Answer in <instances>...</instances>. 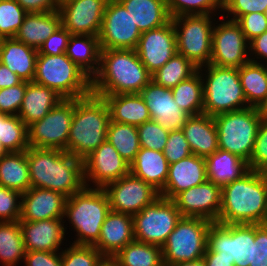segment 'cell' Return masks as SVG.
Returning a JSON list of instances; mask_svg holds the SVG:
<instances>
[{"label":"cell","instance_id":"c3c4849f","mask_svg":"<svg viewBox=\"0 0 267 266\" xmlns=\"http://www.w3.org/2000/svg\"><path fill=\"white\" fill-rule=\"evenodd\" d=\"M248 166L250 170L267 173V113L259 126Z\"/></svg>","mask_w":267,"mask_h":266},{"label":"cell","instance_id":"681fc988","mask_svg":"<svg viewBox=\"0 0 267 266\" xmlns=\"http://www.w3.org/2000/svg\"><path fill=\"white\" fill-rule=\"evenodd\" d=\"M163 154L169 164L178 162L192 154L189 143L181 129L169 132Z\"/></svg>","mask_w":267,"mask_h":266},{"label":"cell","instance_id":"e0dca14e","mask_svg":"<svg viewBox=\"0 0 267 266\" xmlns=\"http://www.w3.org/2000/svg\"><path fill=\"white\" fill-rule=\"evenodd\" d=\"M84 181L86 187L104 188L130 173V164L107 140L83 159ZM89 184H88V183Z\"/></svg>","mask_w":267,"mask_h":266},{"label":"cell","instance_id":"3957f363","mask_svg":"<svg viewBox=\"0 0 267 266\" xmlns=\"http://www.w3.org/2000/svg\"><path fill=\"white\" fill-rule=\"evenodd\" d=\"M151 74L134 49L101 50L98 72L91 79L94 95L140 93Z\"/></svg>","mask_w":267,"mask_h":266},{"label":"cell","instance_id":"ab89813d","mask_svg":"<svg viewBox=\"0 0 267 266\" xmlns=\"http://www.w3.org/2000/svg\"><path fill=\"white\" fill-rule=\"evenodd\" d=\"M106 140L129 164L135 160L140 150L139 136L135 125L110 121Z\"/></svg>","mask_w":267,"mask_h":266},{"label":"cell","instance_id":"4fadbf2b","mask_svg":"<svg viewBox=\"0 0 267 266\" xmlns=\"http://www.w3.org/2000/svg\"><path fill=\"white\" fill-rule=\"evenodd\" d=\"M75 99H63L42 119L28 126L29 147L67 152Z\"/></svg>","mask_w":267,"mask_h":266},{"label":"cell","instance_id":"6f0895ef","mask_svg":"<svg viewBox=\"0 0 267 266\" xmlns=\"http://www.w3.org/2000/svg\"><path fill=\"white\" fill-rule=\"evenodd\" d=\"M27 13H41L59 10L58 0H16Z\"/></svg>","mask_w":267,"mask_h":266},{"label":"cell","instance_id":"cb8c5ba5","mask_svg":"<svg viewBox=\"0 0 267 266\" xmlns=\"http://www.w3.org/2000/svg\"><path fill=\"white\" fill-rule=\"evenodd\" d=\"M208 180L205 158L191 154L189 157L169 164L168 177L159 192L166 199H173L178 193Z\"/></svg>","mask_w":267,"mask_h":266},{"label":"cell","instance_id":"83f0119b","mask_svg":"<svg viewBox=\"0 0 267 266\" xmlns=\"http://www.w3.org/2000/svg\"><path fill=\"white\" fill-rule=\"evenodd\" d=\"M63 99L55 90L47 86L33 81L26 82V91L18 116L29 126L33 122L42 119Z\"/></svg>","mask_w":267,"mask_h":266},{"label":"cell","instance_id":"f1b7e54d","mask_svg":"<svg viewBox=\"0 0 267 266\" xmlns=\"http://www.w3.org/2000/svg\"><path fill=\"white\" fill-rule=\"evenodd\" d=\"M60 26L61 16L58 10L27 13L14 38L38 50Z\"/></svg>","mask_w":267,"mask_h":266},{"label":"cell","instance_id":"4316f807","mask_svg":"<svg viewBox=\"0 0 267 266\" xmlns=\"http://www.w3.org/2000/svg\"><path fill=\"white\" fill-rule=\"evenodd\" d=\"M38 50L14 37L0 39V62L23 81L32 82L35 76Z\"/></svg>","mask_w":267,"mask_h":266},{"label":"cell","instance_id":"f5cc1de1","mask_svg":"<svg viewBox=\"0 0 267 266\" xmlns=\"http://www.w3.org/2000/svg\"><path fill=\"white\" fill-rule=\"evenodd\" d=\"M235 22L240 26L248 42L267 30L266 13L254 12L242 15Z\"/></svg>","mask_w":267,"mask_h":266},{"label":"cell","instance_id":"ac0fdd59","mask_svg":"<svg viewBox=\"0 0 267 266\" xmlns=\"http://www.w3.org/2000/svg\"><path fill=\"white\" fill-rule=\"evenodd\" d=\"M108 0H67L59 6L61 25L71 34L99 36Z\"/></svg>","mask_w":267,"mask_h":266},{"label":"cell","instance_id":"003e7915","mask_svg":"<svg viewBox=\"0 0 267 266\" xmlns=\"http://www.w3.org/2000/svg\"><path fill=\"white\" fill-rule=\"evenodd\" d=\"M58 1L61 4V3H64L65 1H67V0H58Z\"/></svg>","mask_w":267,"mask_h":266},{"label":"cell","instance_id":"db71d44e","mask_svg":"<svg viewBox=\"0 0 267 266\" xmlns=\"http://www.w3.org/2000/svg\"><path fill=\"white\" fill-rule=\"evenodd\" d=\"M71 35L72 34L61 25L44 41V43L38 49V54L61 55L66 53L67 45Z\"/></svg>","mask_w":267,"mask_h":266},{"label":"cell","instance_id":"7a4b0ae2","mask_svg":"<svg viewBox=\"0 0 267 266\" xmlns=\"http://www.w3.org/2000/svg\"><path fill=\"white\" fill-rule=\"evenodd\" d=\"M267 215V173L249 170L221 188L219 224H263Z\"/></svg>","mask_w":267,"mask_h":266},{"label":"cell","instance_id":"816d5d0a","mask_svg":"<svg viewBox=\"0 0 267 266\" xmlns=\"http://www.w3.org/2000/svg\"><path fill=\"white\" fill-rule=\"evenodd\" d=\"M224 12L229 18V20L236 21L240 16L246 15L249 13L267 12V0H224ZM229 15V16H228Z\"/></svg>","mask_w":267,"mask_h":266},{"label":"cell","instance_id":"94428289","mask_svg":"<svg viewBox=\"0 0 267 266\" xmlns=\"http://www.w3.org/2000/svg\"><path fill=\"white\" fill-rule=\"evenodd\" d=\"M202 259L206 266H235L234 262H230L226 257H216V252H212L208 248Z\"/></svg>","mask_w":267,"mask_h":266},{"label":"cell","instance_id":"52a82bcc","mask_svg":"<svg viewBox=\"0 0 267 266\" xmlns=\"http://www.w3.org/2000/svg\"><path fill=\"white\" fill-rule=\"evenodd\" d=\"M266 113L259 108L247 107L213 116L219 149L249 162L259 126Z\"/></svg>","mask_w":267,"mask_h":266},{"label":"cell","instance_id":"6da1fadb","mask_svg":"<svg viewBox=\"0 0 267 266\" xmlns=\"http://www.w3.org/2000/svg\"><path fill=\"white\" fill-rule=\"evenodd\" d=\"M31 187L49 189L69 198L85 187L83 160L59 149H27Z\"/></svg>","mask_w":267,"mask_h":266},{"label":"cell","instance_id":"be15d7a7","mask_svg":"<svg viewBox=\"0 0 267 266\" xmlns=\"http://www.w3.org/2000/svg\"><path fill=\"white\" fill-rule=\"evenodd\" d=\"M172 266H206V264L203 259H200L194 262H179Z\"/></svg>","mask_w":267,"mask_h":266},{"label":"cell","instance_id":"f907efd6","mask_svg":"<svg viewBox=\"0 0 267 266\" xmlns=\"http://www.w3.org/2000/svg\"><path fill=\"white\" fill-rule=\"evenodd\" d=\"M26 91V81L0 89V113L18 115Z\"/></svg>","mask_w":267,"mask_h":266},{"label":"cell","instance_id":"7402d4cb","mask_svg":"<svg viewBox=\"0 0 267 266\" xmlns=\"http://www.w3.org/2000/svg\"><path fill=\"white\" fill-rule=\"evenodd\" d=\"M67 197L49 189L31 187L22 193L19 221L35 222L64 218Z\"/></svg>","mask_w":267,"mask_h":266},{"label":"cell","instance_id":"f35d334b","mask_svg":"<svg viewBox=\"0 0 267 266\" xmlns=\"http://www.w3.org/2000/svg\"><path fill=\"white\" fill-rule=\"evenodd\" d=\"M175 103L189 116L203 113V80L199 71L171 88Z\"/></svg>","mask_w":267,"mask_h":266},{"label":"cell","instance_id":"ee69618b","mask_svg":"<svg viewBox=\"0 0 267 266\" xmlns=\"http://www.w3.org/2000/svg\"><path fill=\"white\" fill-rule=\"evenodd\" d=\"M26 14L16 0H0V39L14 37Z\"/></svg>","mask_w":267,"mask_h":266},{"label":"cell","instance_id":"4dcf8cb0","mask_svg":"<svg viewBox=\"0 0 267 266\" xmlns=\"http://www.w3.org/2000/svg\"><path fill=\"white\" fill-rule=\"evenodd\" d=\"M205 162L208 180L221 188L250 170L247 161L221 149L206 157Z\"/></svg>","mask_w":267,"mask_h":266},{"label":"cell","instance_id":"9a60e30c","mask_svg":"<svg viewBox=\"0 0 267 266\" xmlns=\"http://www.w3.org/2000/svg\"><path fill=\"white\" fill-rule=\"evenodd\" d=\"M215 26L214 24L209 64L218 67L240 68L249 62V42L240 26L229 19Z\"/></svg>","mask_w":267,"mask_h":266},{"label":"cell","instance_id":"f546056e","mask_svg":"<svg viewBox=\"0 0 267 266\" xmlns=\"http://www.w3.org/2000/svg\"><path fill=\"white\" fill-rule=\"evenodd\" d=\"M97 96L107 102L112 122L138 126L151 120L146 103L139 93Z\"/></svg>","mask_w":267,"mask_h":266},{"label":"cell","instance_id":"7dc6e473","mask_svg":"<svg viewBox=\"0 0 267 266\" xmlns=\"http://www.w3.org/2000/svg\"><path fill=\"white\" fill-rule=\"evenodd\" d=\"M21 200V192L0 185V222L20 220Z\"/></svg>","mask_w":267,"mask_h":266},{"label":"cell","instance_id":"e575fe53","mask_svg":"<svg viewBox=\"0 0 267 266\" xmlns=\"http://www.w3.org/2000/svg\"><path fill=\"white\" fill-rule=\"evenodd\" d=\"M65 54L92 79L100 65L99 37L72 34Z\"/></svg>","mask_w":267,"mask_h":266},{"label":"cell","instance_id":"bcb514c9","mask_svg":"<svg viewBox=\"0 0 267 266\" xmlns=\"http://www.w3.org/2000/svg\"><path fill=\"white\" fill-rule=\"evenodd\" d=\"M140 147L163 152L169 131L154 120L137 126Z\"/></svg>","mask_w":267,"mask_h":266},{"label":"cell","instance_id":"11a10c76","mask_svg":"<svg viewBox=\"0 0 267 266\" xmlns=\"http://www.w3.org/2000/svg\"><path fill=\"white\" fill-rule=\"evenodd\" d=\"M249 266H267V226L265 224H255V241L252 243Z\"/></svg>","mask_w":267,"mask_h":266},{"label":"cell","instance_id":"74e56055","mask_svg":"<svg viewBox=\"0 0 267 266\" xmlns=\"http://www.w3.org/2000/svg\"><path fill=\"white\" fill-rule=\"evenodd\" d=\"M25 253L20 222H0V262L2 266H16L20 260H24Z\"/></svg>","mask_w":267,"mask_h":266},{"label":"cell","instance_id":"d6986e66","mask_svg":"<svg viewBox=\"0 0 267 266\" xmlns=\"http://www.w3.org/2000/svg\"><path fill=\"white\" fill-rule=\"evenodd\" d=\"M172 200L182 217L217 222L221 208V187L207 180L178 193Z\"/></svg>","mask_w":267,"mask_h":266},{"label":"cell","instance_id":"680465c9","mask_svg":"<svg viewBox=\"0 0 267 266\" xmlns=\"http://www.w3.org/2000/svg\"><path fill=\"white\" fill-rule=\"evenodd\" d=\"M249 51L251 52L249 55L251 56L252 54L250 61L258 62L255 58H263L262 60L265 59V64H267V30L249 42ZM254 54L255 56L252 58Z\"/></svg>","mask_w":267,"mask_h":266},{"label":"cell","instance_id":"5b68a950","mask_svg":"<svg viewBox=\"0 0 267 266\" xmlns=\"http://www.w3.org/2000/svg\"><path fill=\"white\" fill-rule=\"evenodd\" d=\"M110 211L109 199L103 188L84 187L67 198L64 218L76 231L75 245H94Z\"/></svg>","mask_w":267,"mask_h":266},{"label":"cell","instance_id":"03108f58","mask_svg":"<svg viewBox=\"0 0 267 266\" xmlns=\"http://www.w3.org/2000/svg\"><path fill=\"white\" fill-rule=\"evenodd\" d=\"M263 224H265L267 226V215H266V218H265Z\"/></svg>","mask_w":267,"mask_h":266},{"label":"cell","instance_id":"2e32d148","mask_svg":"<svg viewBox=\"0 0 267 266\" xmlns=\"http://www.w3.org/2000/svg\"><path fill=\"white\" fill-rule=\"evenodd\" d=\"M103 190L108 196L110 210L131 216L160 196L159 191L151 184L131 173L107 184Z\"/></svg>","mask_w":267,"mask_h":266},{"label":"cell","instance_id":"836d02e7","mask_svg":"<svg viewBox=\"0 0 267 266\" xmlns=\"http://www.w3.org/2000/svg\"><path fill=\"white\" fill-rule=\"evenodd\" d=\"M260 62L249 61L238 73L248 106L267 111V64Z\"/></svg>","mask_w":267,"mask_h":266},{"label":"cell","instance_id":"5bb4252c","mask_svg":"<svg viewBox=\"0 0 267 266\" xmlns=\"http://www.w3.org/2000/svg\"><path fill=\"white\" fill-rule=\"evenodd\" d=\"M141 32L130 13L118 0H108L99 42L101 50L136 49Z\"/></svg>","mask_w":267,"mask_h":266},{"label":"cell","instance_id":"d4e9b609","mask_svg":"<svg viewBox=\"0 0 267 266\" xmlns=\"http://www.w3.org/2000/svg\"><path fill=\"white\" fill-rule=\"evenodd\" d=\"M134 240L133 217L110 210L93 245L103 256L114 257Z\"/></svg>","mask_w":267,"mask_h":266},{"label":"cell","instance_id":"f6af8a7d","mask_svg":"<svg viewBox=\"0 0 267 266\" xmlns=\"http://www.w3.org/2000/svg\"><path fill=\"white\" fill-rule=\"evenodd\" d=\"M104 256L93 245H70L61 251L62 266H97Z\"/></svg>","mask_w":267,"mask_h":266},{"label":"cell","instance_id":"ba28073f","mask_svg":"<svg viewBox=\"0 0 267 266\" xmlns=\"http://www.w3.org/2000/svg\"><path fill=\"white\" fill-rule=\"evenodd\" d=\"M33 82L55 90L64 99H78L92 93L91 78L65 53L38 54Z\"/></svg>","mask_w":267,"mask_h":266},{"label":"cell","instance_id":"7c38bea8","mask_svg":"<svg viewBox=\"0 0 267 266\" xmlns=\"http://www.w3.org/2000/svg\"><path fill=\"white\" fill-rule=\"evenodd\" d=\"M255 224H219L213 222L207 233V248L216 257H226L235 266L251 264Z\"/></svg>","mask_w":267,"mask_h":266},{"label":"cell","instance_id":"6125c7cd","mask_svg":"<svg viewBox=\"0 0 267 266\" xmlns=\"http://www.w3.org/2000/svg\"><path fill=\"white\" fill-rule=\"evenodd\" d=\"M97 266H120L114 257L104 256Z\"/></svg>","mask_w":267,"mask_h":266},{"label":"cell","instance_id":"7bdbcfd3","mask_svg":"<svg viewBox=\"0 0 267 266\" xmlns=\"http://www.w3.org/2000/svg\"><path fill=\"white\" fill-rule=\"evenodd\" d=\"M171 18L183 15H212L224 10V0H166ZM214 11V12H213Z\"/></svg>","mask_w":267,"mask_h":266},{"label":"cell","instance_id":"9c48e42d","mask_svg":"<svg viewBox=\"0 0 267 266\" xmlns=\"http://www.w3.org/2000/svg\"><path fill=\"white\" fill-rule=\"evenodd\" d=\"M213 222L192 217H181L162 246L165 266L179 262H194L203 258L207 248V233Z\"/></svg>","mask_w":267,"mask_h":266},{"label":"cell","instance_id":"30bf717a","mask_svg":"<svg viewBox=\"0 0 267 266\" xmlns=\"http://www.w3.org/2000/svg\"><path fill=\"white\" fill-rule=\"evenodd\" d=\"M171 19L176 31L177 53L198 68L208 65L212 54L213 27L217 24L212 16L183 15Z\"/></svg>","mask_w":267,"mask_h":266},{"label":"cell","instance_id":"b9f144b4","mask_svg":"<svg viewBox=\"0 0 267 266\" xmlns=\"http://www.w3.org/2000/svg\"><path fill=\"white\" fill-rule=\"evenodd\" d=\"M0 141L8 152H22L29 148L28 126L18 115L0 113Z\"/></svg>","mask_w":267,"mask_h":266},{"label":"cell","instance_id":"91938a15","mask_svg":"<svg viewBox=\"0 0 267 266\" xmlns=\"http://www.w3.org/2000/svg\"><path fill=\"white\" fill-rule=\"evenodd\" d=\"M23 80L0 62V89L20 84Z\"/></svg>","mask_w":267,"mask_h":266},{"label":"cell","instance_id":"44dd1931","mask_svg":"<svg viewBox=\"0 0 267 266\" xmlns=\"http://www.w3.org/2000/svg\"><path fill=\"white\" fill-rule=\"evenodd\" d=\"M139 94L146 103L151 120L156 121L165 130H180L185 125L189 115L175 103L171 89L151 80Z\"/></svg>","mask_w":267,"mask_h":266},{"label":"cell","instance_id":"603a6c76","mask_svg":"<svg viewBox=\"0 0 267 266\" xmlns=\"http://www.w3.org/2000/svg\"><path fill=\"white\" fill-rule=\"evenodd\" d=\"M63 221V218L19 221L25 251L59 252L67 228Z\"/></svg>","mask_w":267,"mask_h":266},{"label":"cell","instance_id":"277c9868","mask_svg":"<svg viewBox=\"0 0 267 266\" xmlns=\"http://www.w3.org/2000/svg\"><path fill=\"white\" fill-rule=\"evenodd\" d=\"M110 111L104 98L94 94L75 99L67 152L84 159L106 141Z\"/></svg>","mask_w":267,"mask_h":266},{"label":"cell","instance_id":"8fae6325","mask_svg":"<svg viewBox=\"0 0 267 266\" xmlns=\"http://www.w3.org/2000/svg\"><path fill=\"white\" fill-rule=\"evenodd\" d=\"M132 217L134 240L162 247L182 216L172 199L159 196Z\"/></svg>","mask_w":267,"mask_h":266},{"label":"cell","instance_id":"1f68e13d","mask_svg":"<svg viewBox=\"0 0 267 266\" xmlns=\"http://www.w3.org/2000/svg\"><path fill=\"white\" fill-rule=\"evenodd\" d=\"M169 163L163 152L140 147L135 160L130 164V173L151 184L159 192L168 177Z\"/></svg>","mask_w":267,"mask_h":266},{"label":"cell","instance_id":"60d3db41","mask_svg":"<svg viewBox=\"0 0 267 266\" xmlns=\"http://www.w3.org/2000/svg\"><path fill=\"white\" fill-rule=\"evenodd\" d=\"M197 71L198 67L185 56L176 52L170 60L151 75V80L160 86L171 89L181 81L190 78Z\"/></svg>","mask_w":267,"mask_h":266},{"label":"cell","instance_id":"484cf974","mask_svg":"<svg viewBox=\"0 0 267 266\" xmlns=\"http://www.w3.org/2000/svg\"><path fill=\"white\" fill-rule=\"evenodd\" d=\"M192 154L206 158L219 149L217 127L213 116H189L181 128Z\"/></svg>","mask_w":267,"mask_h":266},{"label":"cell","instance_id":"d6a6232c","mask_svg":"<svg viewBox=\"0 0 267 266\" xmlns=\"http://www.w3.org/2000/svg\"><path fill=\"white\" fill-rule=\"evenodd\" d=\"M130 13L141 33L167 24L171 17L166 0H118Z\"/></svg>","mask_w":267,"mask_h":266},{"label":"cell","instance_id":"ffe728a7","mask_svg":"<svg viewBox=\"0 0 267 266\" xmlns=\"http://www.w3.org/2000/svg\"><path fill=\"white\" fill-rule=\"evenodd\" d=\"M135 50L151 75L160 69L177 52L172 19L164 26L141 33Z\"/></svg>","mask_w":267,"mask_h":266},{"label":"cell","instance_id":"8d00e7d4","mask_svg":"<svg viewBox=\"0 0 267 266\" xmlns=\"http://www.w3.org/2000/svg\"><path fill=\"white\" fill-rule=\"evenodd\" d=\"M114 258L120 266H165L162 247L133 240Z\"/></svg>","mask_w":267,"mask_h":266},{"label":"cell","instance_id":"d590c367","mask_svg":"<svg viewBox=\"0 0 267 266\" xmlns=\"http://www.w3.org/2000/svg\"><path fill=\"white\" fill-rule=\"evenodd\" d=\"M0 185L21 193L31 188L27 150L9 152L0 159Z\"/></svg>","mask_w":267,"mask_h":266},{"label":"cell","instance_id":"8992f818","mask_svg":"<svg viewBox=\"0 0 267 266\" xmlns=\"http://www.w3.org/2000/svg\"><path fill=\"white\" fill-rule=\"evenodd\" d=\"M202 68L207 74L202 73ZM198 71L203 80L204 114L215 116L249 107L241 86L238 68L208 64L198 68Z\"/></svg>","mask_w":267,"mask_h":266},{"label":"cell","instance_id":"e7e4bbea","mask_svg":"<svg viewBox=\"0 0 267 266\" xmlns=\"http://www.w3.org/2000/svg\"><path fill=\"white\" fill-rule=\"evenodd\" d=\"M9 152L6 150V148L1 144L0 141V159L7 155Z\"/></svg>","mask_w":267,"mask_h":266},{"label":"cell","instance_id":"9f6ffc18","mask_svg":"<svg viewBox=\"0 0 267 266\" xmlns=\"http://www.w3.org/2000/svg\"><path fill=\"white\" fill-rule=\"evenodd\" d=\"M25 266H62L60 252L29 251L25 253Z\"/></svg>","mask_w":267,"mask_h":266}]
</instances>
